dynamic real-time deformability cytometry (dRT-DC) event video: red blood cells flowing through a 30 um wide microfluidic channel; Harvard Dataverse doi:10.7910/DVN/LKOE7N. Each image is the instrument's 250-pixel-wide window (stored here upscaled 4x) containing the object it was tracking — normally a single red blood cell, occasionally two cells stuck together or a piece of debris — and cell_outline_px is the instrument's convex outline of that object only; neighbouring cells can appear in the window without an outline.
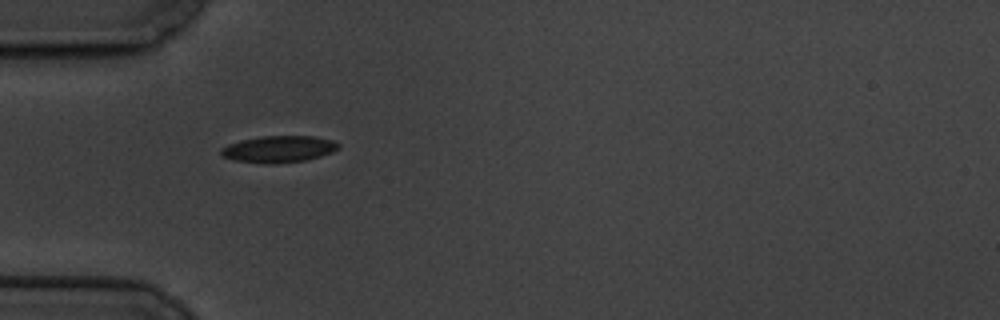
{"species": "common noctule bat (a hibernating species)", "species_latin": "Nyctalus noctula", "temperature_condition": "cold", "stored_images_in_passage": 2, "camera_frame_rate_fps": 3000, "um_per_image_px": 0.085, "animal": {"sex": "male", "body_mass_g": 19.5, "forearm_length_mm": 54.6}, "frame": {"image": 1, "passage_image": 1, "time_ms": 0.0, "image_size_px": [1000, 320], "cell_outline_px": [[340, 148], [332, 152], [320, 156], [304, 160], [272, 164], [236, 160], [220, 156], [220, 148], [228, 144], [240, 140], [260, 136], [316, 136], [332, 140], [340, 144]], "centroid_in_image_um": [23.68, 12.66], "position_along_channel_um": 61.3, "area_um2": 18.26}}
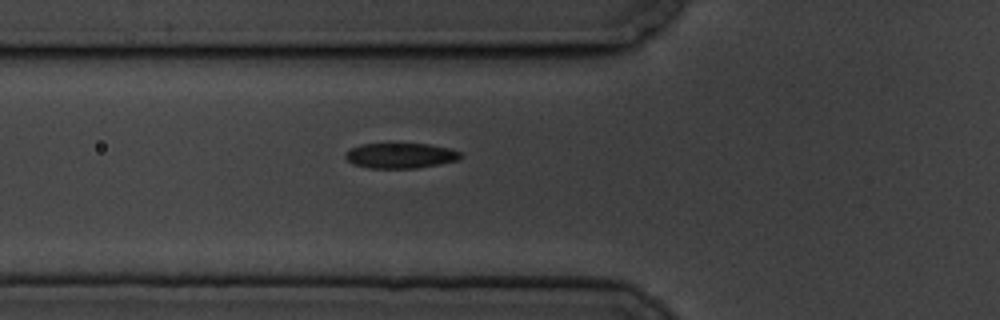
{"frame": {"image": 2, "passage_image": 2, "time_ms": 1.0, "image_size_px": [1000, 320], "cell_outline_px": [[464, 156], [460, 160], [440, 164], [416, 168], [368, 168], [352, 164], [344, 156], [344, 152], [360, 144], [392, 140], [396, 140], [428, 144], [452, 148], [460, 152]], "centroid_in_image_um": [34.04, 13.17], "position_along_channel_um": 91.8, "area_um2": 18.21}}